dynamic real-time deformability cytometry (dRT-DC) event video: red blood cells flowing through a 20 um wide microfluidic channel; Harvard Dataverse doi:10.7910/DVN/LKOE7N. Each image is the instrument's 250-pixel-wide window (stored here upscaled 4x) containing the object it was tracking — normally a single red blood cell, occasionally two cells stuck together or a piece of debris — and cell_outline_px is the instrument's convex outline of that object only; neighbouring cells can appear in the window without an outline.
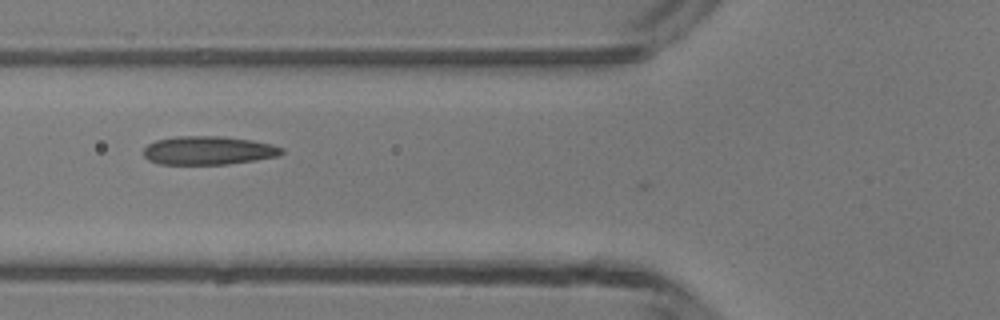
{"species": "common noctule bat (a hibernating species)", "species_latin": "Nyctalus noctula", "temperature_condition": "room temperature", "stored_images_in_passage": 5, "camera_frame_rate_fps": 3000, "um_per_image_px": 0.085, "animal": {"sex": "male", "body_mass_g": 13.3}, "frame": {"image": 1, "passage_image": 4, "time_ms": 4.333, "image_size_px": [1000, 320], "cell_outline_px": [[284, 152], [280, 156], [256, 160], [228, 164], [160, 164], [148, 160], [144, 156], [144, 148], [148, 144], [156, 140], [176, 136], [220, 136], [252, 140], [272, 144], [284, 148]], "centroid_in_image_um": [17.74, 12.79], "position_along_channel_um": 108.1, "area_um2": 23.12}}
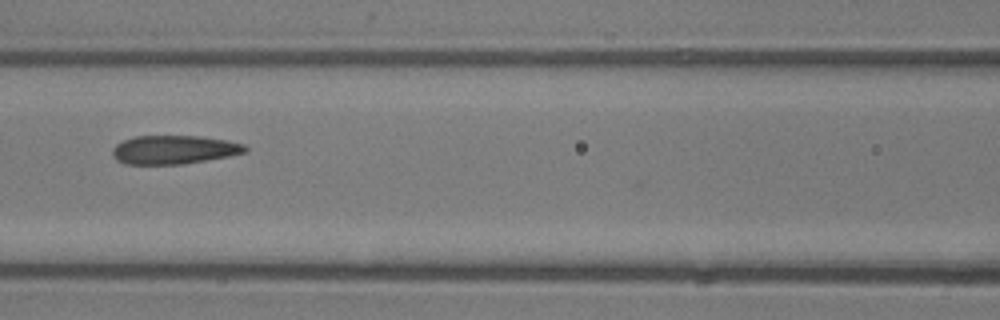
{"frame": {"image": 2, "passage_image": 5, "time_ms": 5.333, "image_size_px": [1000, 320], "cell_outline_px": [[248, 152], [228, 156], [184, 164], [124, 164], [116, 160], [112, 156], [112, 148], [116, 144], [124, 140], [136, 136], [200, 136], [224, 140], [244, 144], [248, 148]], "centroid_in_image_um": [14.77, 12.73], "position_along_channel_um": 151.8, "area_um2": 22.2}}